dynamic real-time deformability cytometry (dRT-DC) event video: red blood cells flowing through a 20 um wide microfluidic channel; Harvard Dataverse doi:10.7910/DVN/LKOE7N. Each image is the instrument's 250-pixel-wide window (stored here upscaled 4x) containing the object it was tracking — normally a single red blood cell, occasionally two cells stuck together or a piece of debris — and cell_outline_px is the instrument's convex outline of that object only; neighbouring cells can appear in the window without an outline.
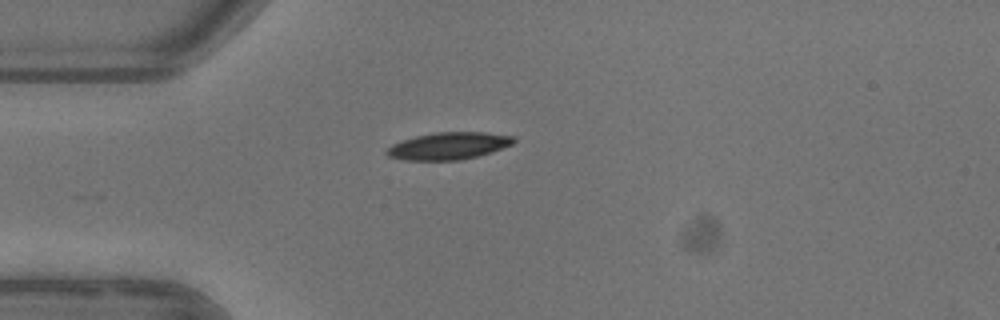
{"species": "common noctule bat (a hibernating species)", "species_latin": "Nyctalus noctula", "temperature_condition": "warm", "stored_images_in_passage": 27, "camera_frame_rate_fps": 3000, "um_per_image_px": 0.085, "animal": {"sex": "female"}, "frame": {"image": 1, "passage_image": 1, "time_ms": 0.0, "image_size_px": [1000, 320], "cell_outline_px": [[516, 140], [512, 144], [476, 156], [460, 160], [404, 160], [388, 156], [384, 152], [392, 144], [416, 136], [432, 132], [484, 132], [516, 136]], "centroid_in_image_um": [38.11, 12.39], "position_along_channel_um": 46.9, "area_um2": 19.94}}
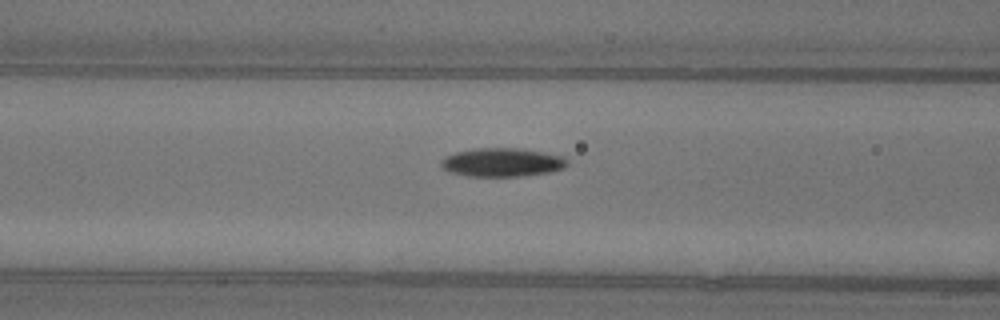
{"frame": {"image": 2, "passage_image": 8, "time_ms": 2.333, "image_size_px": [1000, 320], "cell_outline_px": [[568, 164], [564, 168], [548, 172], [524, 176], [468, 176], [448, 172], [440, 164], [440, 160], [456, 152], [476, 148], [520, 148], [564, 156], [568, 160]], "centroid_in_image_um": [42.7, 13.8], "position_along_channel_um": 123.9, "area_um2": 21.04}}
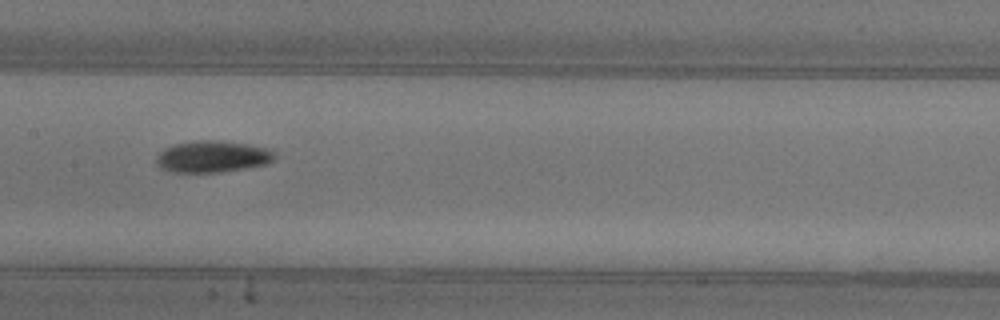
{"frame": {"image": 3, "passage_image": 13, "time_ms": 4.0, "image_size_px": [1000, 320], "cell_outline_px": [[276, 156], [272, 160], [264, 164], [244, 168], [220, 172], [172, 172], [160, 168], [156, 164], [156, 156], [164, 148], [172, 144], [196, 140], [212, 140], [248, 144], [272, 148], [276, 152]], "centroid_in_image_um": [18.05, 13.3], "position_along_channel_um": 189.4, "area_um2": 21.96}, "authors_computed_cell_mechanics": {"area_um2": 21.0392, "velocity_mm_per_s": 3.9116, "shape_relaxation_time_tau1_ms": 5.4435, "shape_relaxation_time_tau2_ms": 5.6922, "deformation_change_tau1": 0.1563, "deformation_change_tau2": 0.0856}}